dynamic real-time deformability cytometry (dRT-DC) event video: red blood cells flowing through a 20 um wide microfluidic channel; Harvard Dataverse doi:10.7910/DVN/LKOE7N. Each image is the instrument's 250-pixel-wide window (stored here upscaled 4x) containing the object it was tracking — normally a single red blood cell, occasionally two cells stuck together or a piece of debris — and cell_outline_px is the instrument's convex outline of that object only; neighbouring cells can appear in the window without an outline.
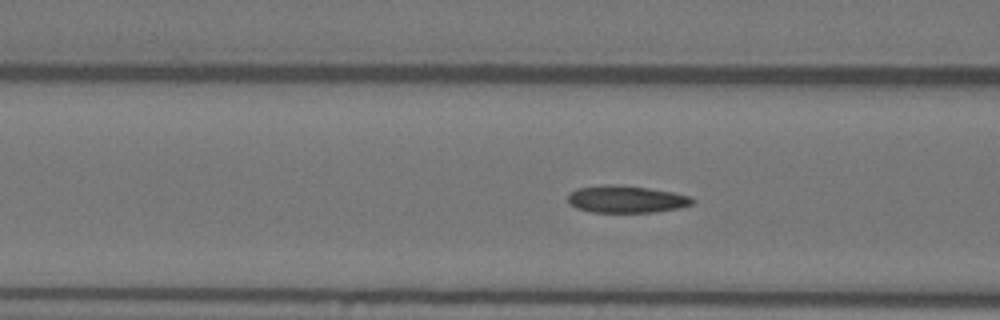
{"species": "Egyptian fruit bat (a non-hibernating species)", "species_latin": "Rousettus aegyptiacus", "temperature_condition": "warm", "stored_images_in_passage": 56, "camera_frame_rate_fps": 3000, "um_per_image_px": 0.085, "animal": {"sex": "female"}, "frame": {"image": 1, "passage_image": 22, "time_ms": 7.0, "image_size_px": [1000, 320], "cell_outline_px": [[696, 200], [692, 204], [680, 208], [656, 212], [592, 212], [576, 208], [568, 204], [568, 196], [576, 188], [608, 184], [612, 184], [648, 188], [672, 192], [692, 196]], "centroid_in_image_um": [53.25, 16.94], "position_along_channel_um": 113.3, "area_um2": 19.83}}
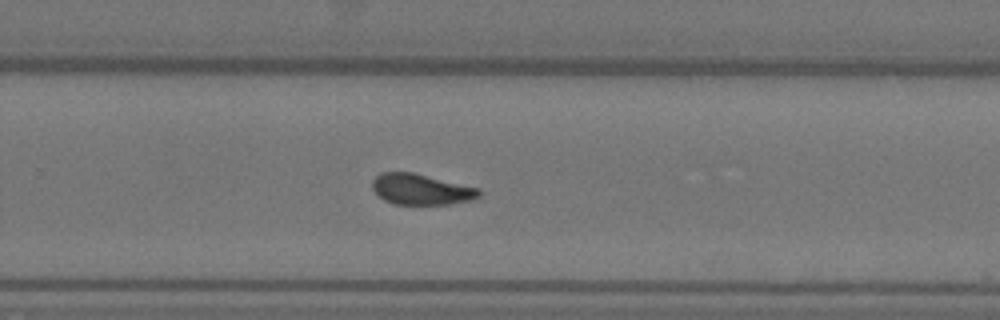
{"frame": {"image": 2, "passage_image": 37, "time_ms": 12.0, "image_size_px": [1000, 320], "cell_outline_px": [[480, 196], [472, 200], [448, 204], [392, 204], [384, 200], [372, 188], [372, 180], [380, 172], [412, 172], [480, 188]], "centroid_in_image_um": [35.79, 16.09], "position_along_channel_um": 294.0, "area_um2": 19.13}}
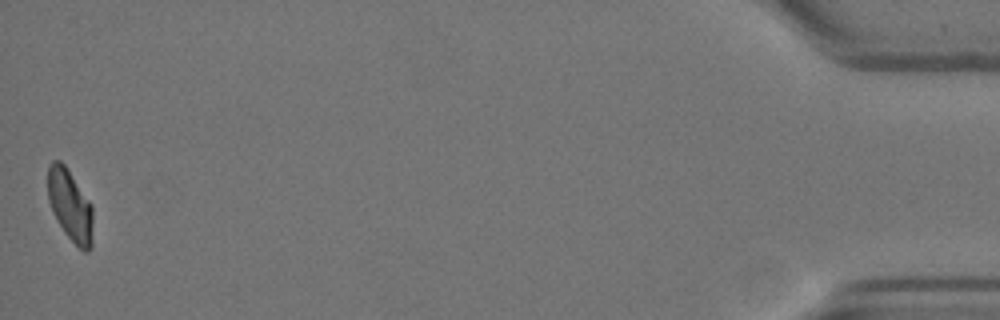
{"frame": {"image": 3, "passage_image": 56, "time_ms": 18.333, "image_size_px": [1000, 320], "cell_outline_px": [[92, 248], [88, 252], [84, 252], [64, 232], [52, 212], [48, 200], [48, 164], [52, 160], [60, 160], [64, 164], [92, 204]], "centroid_in_image_um": [5.96, 17.45], "position_along_channel_um": 429.2, "area_um2": 18.84}, "authors_computed_cell_mechanics": {"area_um2": 19.8254, "velocity_mm_per_s": 3.6236, "shape_relaxation_time_tau1_ms": 8.7282, "shape_relaxation_time_tau2_ms": 2.0858, "deformation_change_tau1": 0.2103, "deformation_change_tau2": 0.0762}}